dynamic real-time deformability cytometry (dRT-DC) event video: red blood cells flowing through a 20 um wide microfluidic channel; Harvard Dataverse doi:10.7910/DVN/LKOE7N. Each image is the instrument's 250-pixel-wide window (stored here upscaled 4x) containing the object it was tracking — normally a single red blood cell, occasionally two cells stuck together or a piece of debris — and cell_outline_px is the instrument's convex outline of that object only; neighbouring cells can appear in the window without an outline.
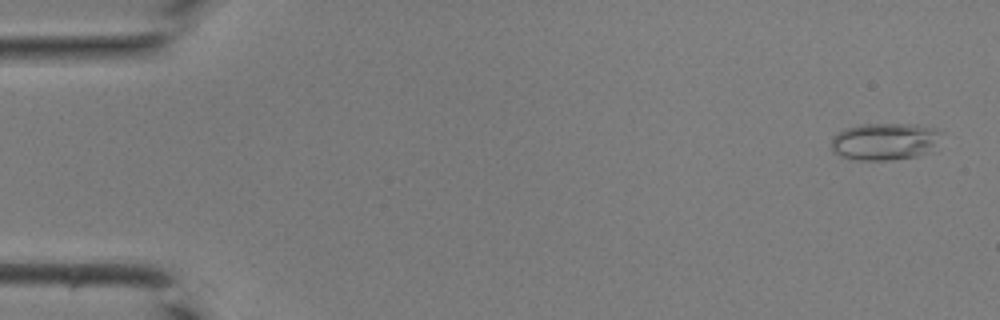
{"species": "common noctule bat (a hibernating species)", "species_latin": "Nyctalus noctula", "temperature_condition": "room temperature", "stored_images_in_passage": 42, "camera_frame_rate_fps": 3000, "um_per_image_px": 0.085, "animal": {"sex": "male", "body_mass_g": 19.0, "forearm_length_mm": 50.8}, "frame": {"image": 1, "passage_image": 2, "time_ms": 0.333, "image_size_px": [1000, 320], "cell_outline_px": [[944, 132], [932, 152], [916, 156], [888, 160], [860, 160], [840, 156], [832, 152], [832, 136], [836, 132], [844, 128], [860, 124], [916, 124], [936, 128]], "centroid_in_image_um": [75.23, 12.01], "position_along_channel_um": 9.8, "area_um2": 24.33}}
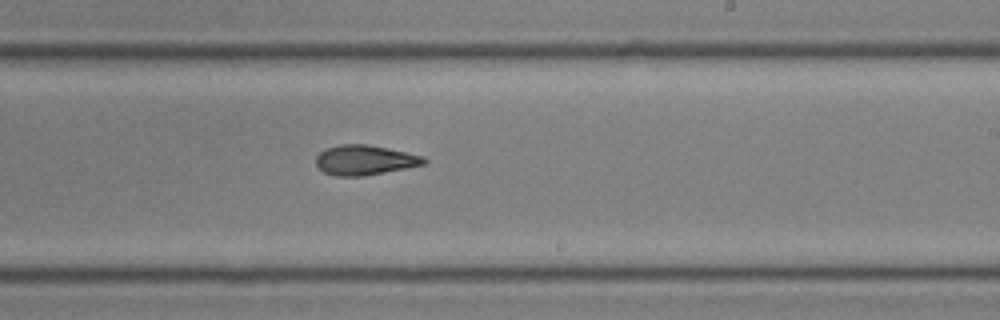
{"frame": {"image": 2, "passage_image": 26, "time_ms": 8.333, "image_size_px": [1000, 320], "cell_outline_px": [[428, 160], [424, 164], [364, 176], [336, 176], [324, 172], [316, 164], [316, 156], [320, 152], [328, 148], [340, 144], [368, 144], [388, 148], [424, 156]], "centroid_in_image_um": [31.0, 13.6], "position_along_channel_um": 258.0, "area_um2": 18.67}}
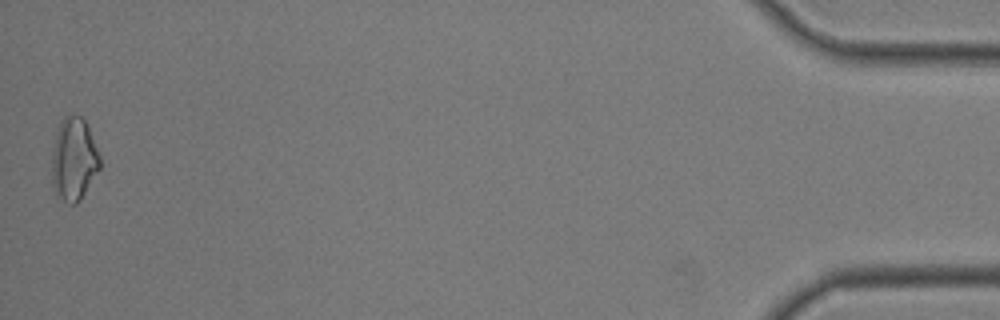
{"frame": {"image": 3, "passage_image": 42, "time_ms": 13.667, "image_size_px": [1000, 320], "cell_outline_px": [[100, 168], [80, 200], [76, 204], [68, 204], [56, 196], [52, 188], [52, 148], [56, 132], [60, 120], [64, 116], [72, 112], [80, 116], [88, 124], [100, 156]], "centroid_in_image_um": [6.26, 13.51], "position_along_channel_um": 428.9, "area_um2": 23.76}}